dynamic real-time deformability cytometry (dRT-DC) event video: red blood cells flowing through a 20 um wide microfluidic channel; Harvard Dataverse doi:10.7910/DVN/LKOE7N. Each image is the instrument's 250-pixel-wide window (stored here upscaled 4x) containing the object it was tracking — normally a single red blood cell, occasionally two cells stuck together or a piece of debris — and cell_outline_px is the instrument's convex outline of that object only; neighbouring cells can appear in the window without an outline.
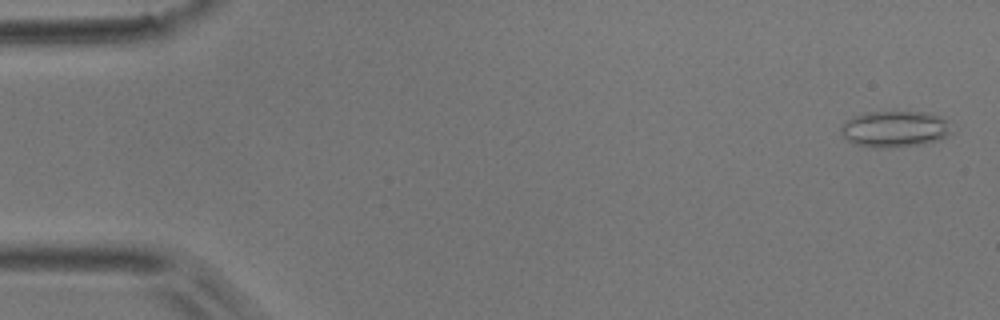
{"species": "common noctule bat (a hibernating species)", "species_latin": "Nyctalus noctula", "temperature_condition": "room temperature", "stored_images_in_passage": 50, "camera_frame_rate_fps": 3000, "um_per_image_px": 0.085, "animal": {"sex": "male", "body_mass_g": 17.9}, "frame": {"image": 1, "passage_image": 1, "time_ms": 0.0, "image_size_px": [1000, 320], "cell_outline_px": [[952, 132], [948, 136], [940, 140], [924, 144], [884, 148], [872, 148], [852, 144], [844, 136], [840, 128], [844, 120], [852, 116], [864, 112], [924, 112], [944, 116], [948, 120]], "centroid_in_image_um": [76.07, 10.97], "position_along_channel_um": 8.9, "area_um2": 23.93}}
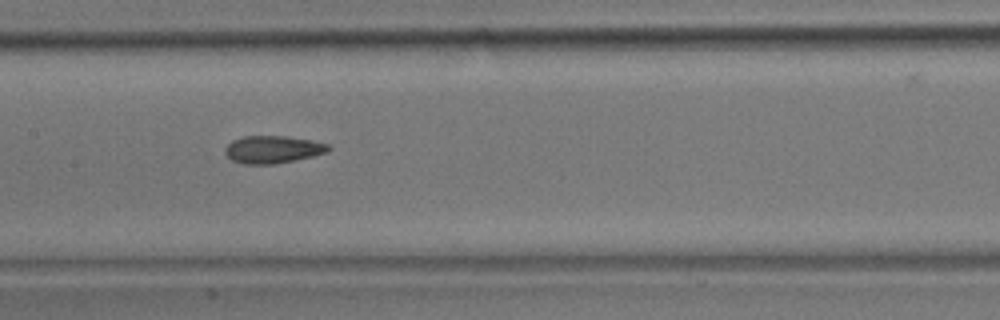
{"frame": {"image": 2, "passage_image": 24, "time_ms": 7.667, "image_size_px": [1000, 320], "cell_outline_px": [[332, 148], [328, 152], [312, 156], [276, 164], [244, 164], [232, 160], [224, 152], [224, 148], [232, 140], [244, 136], [284, 136], [312, 140], [328, 144]], "centroid_in_image_um": [23.19, 12.7], "position_along_channel_um": 184.2, "area_um2": 16.59}}
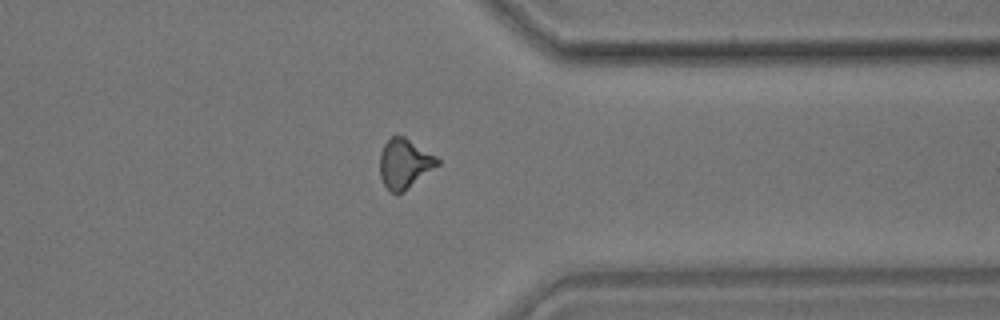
{"frame": {"image": 3, "passage_image": 39, "time_ms": 12.667, "image_size_px": [1000, 320], "cell_outline_px": [[440, 164], [404, 192], [392, 192], [384, 184], [380, 176], [380, 152], [384, 144], [392, 136], [404, 136], [436, 156], [440, 160]], "centroid_in_image_um": [34.4, 13.9], "position_along_channel_um": 377.0, "area_um2": 16.53}, "authors_computed_cell_mechanics": {"area_um2": 16.473, "velocity_mm_per_s": 3.9693, "shape_relaxation_time_tau1_ms": null, "shape_relaxation_time_tau2_ms": 3.1756, "deformation_change_tau1": null, "deformation_change_tau2": 0.1108}}